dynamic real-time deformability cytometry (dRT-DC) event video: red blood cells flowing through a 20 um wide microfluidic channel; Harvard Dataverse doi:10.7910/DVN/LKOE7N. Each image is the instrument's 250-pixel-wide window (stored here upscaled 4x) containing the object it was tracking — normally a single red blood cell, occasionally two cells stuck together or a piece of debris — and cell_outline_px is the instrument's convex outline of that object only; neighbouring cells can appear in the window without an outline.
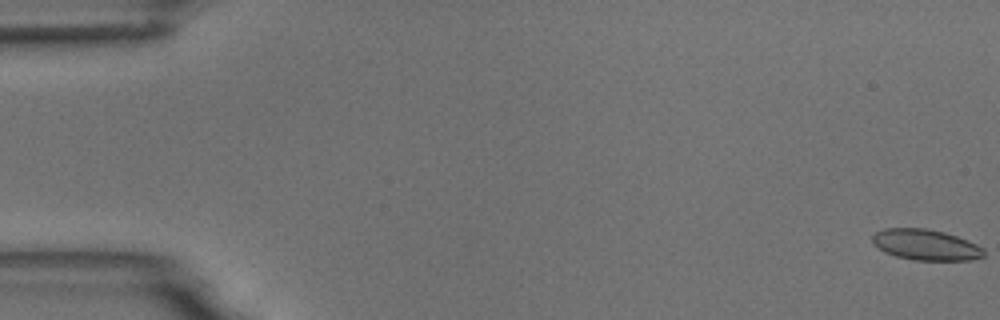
{"species": "common noctule bat (a hibernating species)", "species_latin": "Nyctalus noctula", "temperature_condition": "room temperature", "stored_images_in_passage": 57, "camera_frame_rate_fps": 3000, "um_per_image_px": 0.085, "animal": {"sex": "male", "body_mass_g": 18.8}, "frame": {"image": 1, "passage_image": 1, "time_ms": 0.0, "image_size_px": [1000, 320], "cell_outline_px": [[984, 256], [972, 260], [912, 260], [896, 256], [884, 252], [872, 244], [872, 236], [876, 232], [884, 228], [928, 228], [944, 232], [968, 240], [984, 248]], "centroid_in_image_um": [78.67, 20.8], "position_along_channel_um": 6.3, "area_um2": 20.17}}
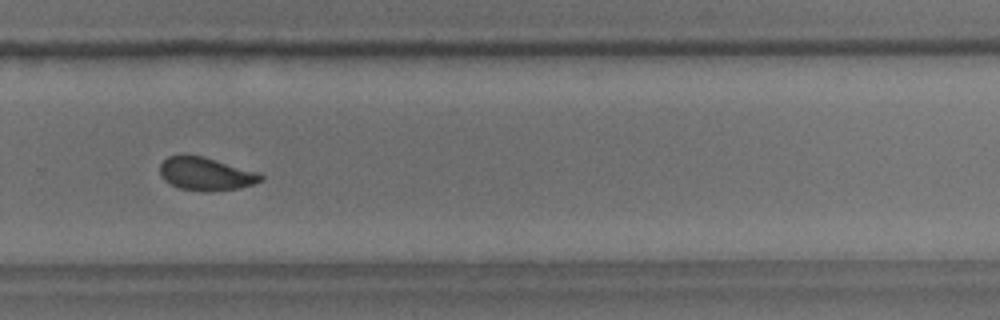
{"frame": {"image": 2, "passage_image": 39, "time_ms": 12.667, "image_size_px": [1000, 320], "cell_outline_px": [[264, 180], [240, 188], [208, 192], [204, 192], [180, 188], [164, 180], [160, 176], [160, 164], [168, 156], [180, 152], [184, 152], [204, 156], [256, 172], [264, 176]], "centroid_in_image_um": [17.44, 14.75], "position_along_channel_um": 312.4, "area_um2": 19.83}}
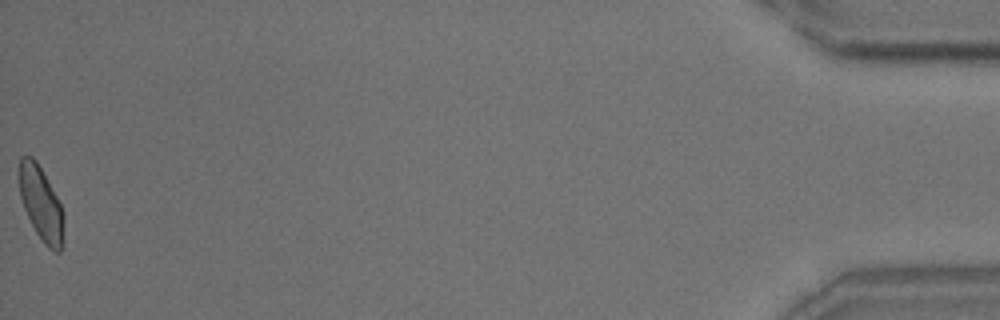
{"frame": {"image": 3, "passage_image": 57, "time_ms": 18.667, "image_size_px": [1000, 320], "cell_outline_px": [[64, 248], [60, 252], [56, 252], [48, 248], [44, 244], [36, 232], [24, 208], [20, 196], [20, 156], [32, 156], [36, 160], [56, 196], [64, 212]], "centroid_in_image_um": [3.53, 17.38], "position_along_channel_um": 431.7, "area_um2": 19.13}, "authors_computed_cell_mechanics": {"area_um2": 19.9988, "velocity_mm_per_s": 3.6264, "shape_relaxation_time_tau1_ms": 4.2424, "shape_relaxation_time_tau2_ms": 1.2328, "deformation_change_tau1": 0.0975, "deformation_change_tau2": 0.0494}}